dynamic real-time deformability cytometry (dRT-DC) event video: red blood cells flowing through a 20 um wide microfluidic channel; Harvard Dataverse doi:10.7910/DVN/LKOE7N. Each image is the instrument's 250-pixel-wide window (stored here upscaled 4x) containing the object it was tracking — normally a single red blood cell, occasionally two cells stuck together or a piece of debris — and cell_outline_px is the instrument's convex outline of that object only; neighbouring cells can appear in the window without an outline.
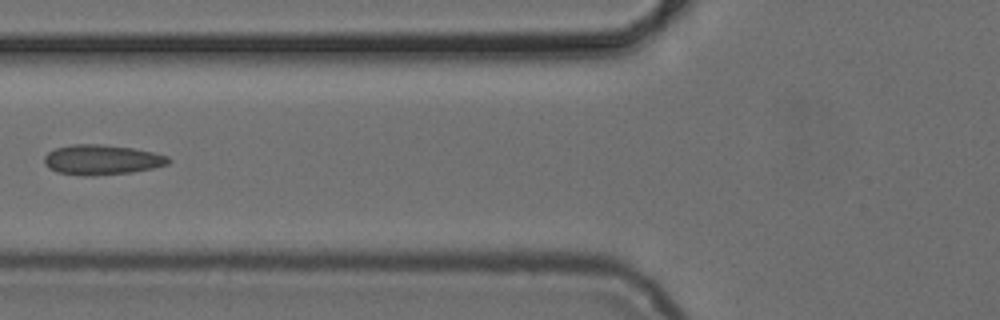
{"species": "common noctule bat (a hibernating species)", "species_latin": "Nyctalus noctula", "temperature_condition": "cold", "stored_images_in_passage": 5, "camera_frame_rate_fps": 3000, "um_per_image_px": 0.085, "animal": {"sex": "female", "body_mass_g": 24.6, "forearm_length_mm": 56.2}, "frame": {"image": 1, "passage_image": 4, "time_ms": 3.667, "image_size_px": [1000, 320], "cell_outline_px": [[172, 160], [168, 164], [152, 168], [132, 172], [92, 176], [84, 176], [56, 172], [48, 168], [44, 164], [44, 156], [48, 152], [56, 148], [72, 144], [100, 144], [132, 148], [152, 152], [168, 156]], "centroid_in_image_um": [8.63, 13.58], "position_along_channel_um": 117.2, "area_um2": 21.79}}
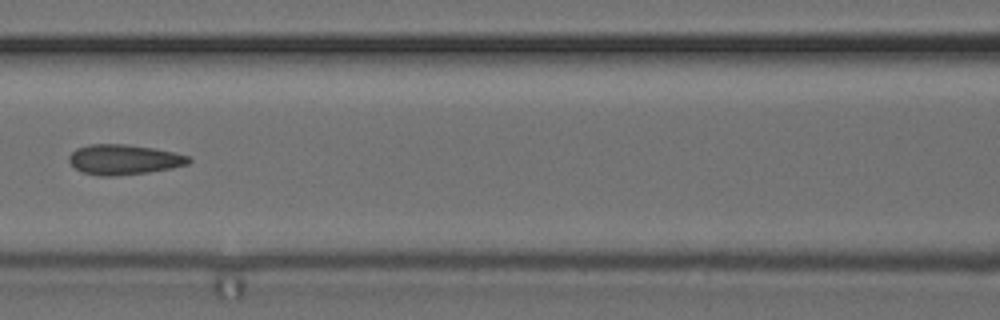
{"frame": {"image": 2, "passage_image": 5, "time_ms": 4.667, "image_size_px": [1000, 320], "cell_outline_px": [[192, 160], [188, 164], [172, 168], [148, 172], [116, 176], [100, 176], [84, 172], [76, 168], [68, 160], [68, 156], [76, 148], [88, 144], [128, 144], [152, 148], [172, 152], [188, 156]], "centroid_in_image_um": [10.51, 13.56], "position_along_channel_um": 156.1, "area_um2": 20.92}}